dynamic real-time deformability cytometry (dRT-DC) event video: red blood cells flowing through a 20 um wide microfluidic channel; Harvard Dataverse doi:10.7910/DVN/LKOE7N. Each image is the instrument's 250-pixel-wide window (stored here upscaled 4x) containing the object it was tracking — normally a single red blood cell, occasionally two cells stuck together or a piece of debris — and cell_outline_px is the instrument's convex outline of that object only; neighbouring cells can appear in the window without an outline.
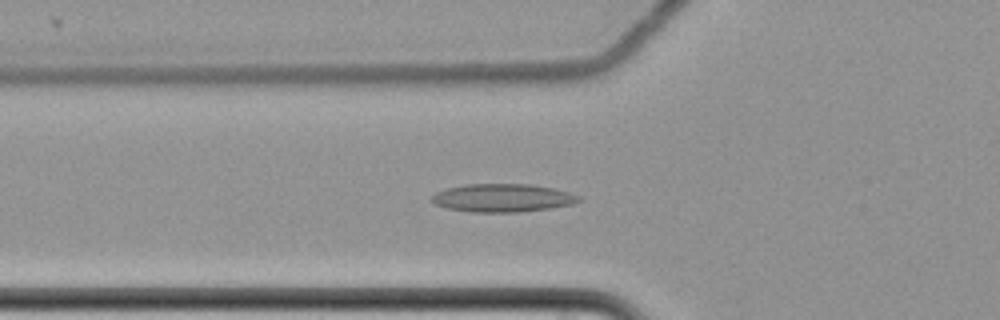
{"species": "common noctule bat (a hibernating species)", "species_latin": "Nyctalus noctula", "temperature_condition": "cold", "stored_images_in_passage": 61, "camera_frame_rate_fps": 3000, "um_per_image_px": 0.085, "animal": {"sex": "female", "body_mass_g": 22.7, "forearm_length_mm": 54.2}, "frame": {"image": 1, "passage_image": 23, "time_ms": 7.333, "image_size_px": [1000, 320], "cell_outline_px": [[580, 200], [572, 204], [552, 208], [520, 212], [468, 212], [448, 208], [432, 204], [428, 200], [436, 192], [448, 188], [464, 184], [532, 184], [556, 188], [580, 196]], "centroid_in_image_um": [42.69, 16.82], "position_along_channel_um": 83.1, "area_um2": 24.39}}
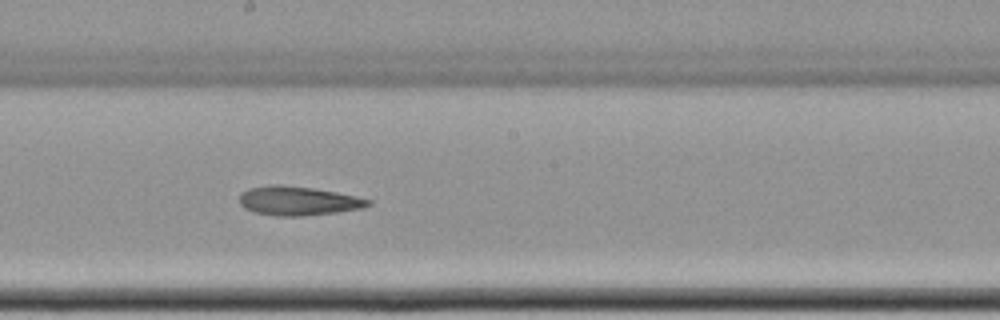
{"frame": {"image": 2, "passage_image": 35, "time_ms": 11.333, "image_size_px": [1000, 320], "cell_outline_px": [[372, 204], [364, 208], [336, 212], [300, 216], [276, 216], [256, 212], [244, 208], [240, 204], [240, 192], [248, 188], [268, 184], [280, 184], [312, 188], [336, 192], [356, 196], [372, 200]], "centroid_in_image_um": [25.33, 17.06], "position_along_channel_um": 222.9, "area_um2": 21.91}}
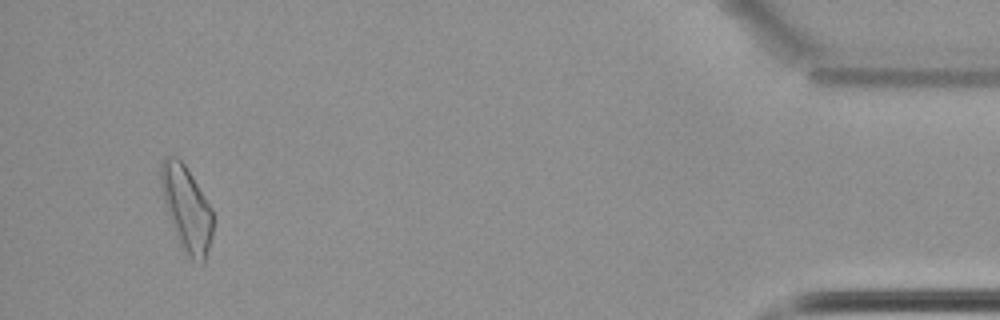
{"frame": {"image": 3, "passage_image": 58, "time_ms": 19.0, "image_size_px": [1000, 320], "cell_outline_px": [[212, 236], [204, 264], [192, 260], [184, 252], [176, 236], [164, 200], [160, 180], [160, 164], [164, 156], [176, 156], [184, 164], [192, 176], [212, 208]], "centroid_in_image_um": [15.86, 17.73], "position_along_channel_um": 419.3, "area_um2": 25.49}}